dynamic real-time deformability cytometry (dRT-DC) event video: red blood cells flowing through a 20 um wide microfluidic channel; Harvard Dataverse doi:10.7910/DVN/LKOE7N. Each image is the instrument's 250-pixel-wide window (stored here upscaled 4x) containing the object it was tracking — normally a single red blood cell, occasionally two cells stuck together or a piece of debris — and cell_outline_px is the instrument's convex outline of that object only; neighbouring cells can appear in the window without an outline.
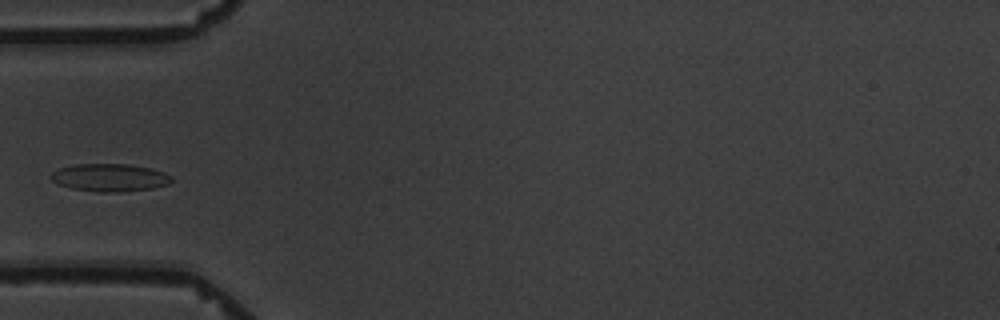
{"species": "common noctule bat (a hibernating species)", "species_latin": "Nyctalus noctula", "temperature_condition": "warm", "stored_images_in_passage": 6, "camera_frame_rate_fps": 3000, "um_per_image_px": 0.085, "animal": {"sex": "male", "body_mass_g": 19.5, "forearm_length_mm": 54.6}, "frame": {"image": 1, "passage_image": 6, "time_ms": 6.333, "image_size_px": [1000, 320], "cell_outline_px": [[172, 180], [168, 184], [152, 188], [120, 192], [100, 192], [72, 188], [56, 184], [52, 180], [52, 172], [60, 168], [76, 164], [128, 164], [148, 168], [164, 172], [172, 176]], "centroid_in_image_um": [9.33, 15.09], "position_along_channel_um": 75.7, "area_um2": 19.31}}